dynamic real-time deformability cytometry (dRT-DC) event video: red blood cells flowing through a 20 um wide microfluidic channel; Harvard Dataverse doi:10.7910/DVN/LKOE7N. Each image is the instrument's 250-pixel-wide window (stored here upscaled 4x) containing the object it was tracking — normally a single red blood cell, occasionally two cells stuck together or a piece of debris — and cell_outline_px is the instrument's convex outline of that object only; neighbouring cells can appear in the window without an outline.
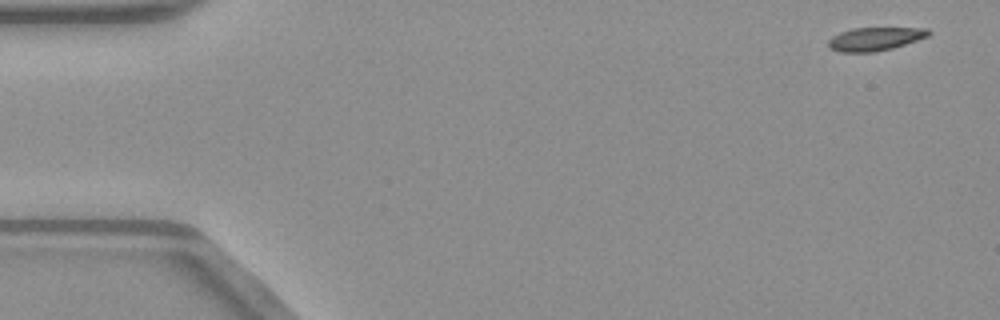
{"species": "common noctule bat (a hibernating species)", "species_latin": "Nyctalus noctula", "temperature_condition": "warm", "stored_images_in_passage": 50, "camera_frame_rate_fps": 3000, "um_per_image_px": 0.085, "animal": {"sex": "male", "body_mass_g": 23.1, "forearm_length_mm": 52.7}, "frame": {"image": 1, "passage_image": 1, "time_ms": 0.0, "image_size_px": [1000, 320], "cell_outline_px": [[932, 32], [928, 36], [892, 48], [872, 52], [840, 52], [828, 48], [828, 40], [832, 36], [840, 32], [852, 28], [928, 28]], "centroid_in_image_um": [74.34, 3.3], "position_along_channel_um": 10.7, "area_um2": 13.58}}
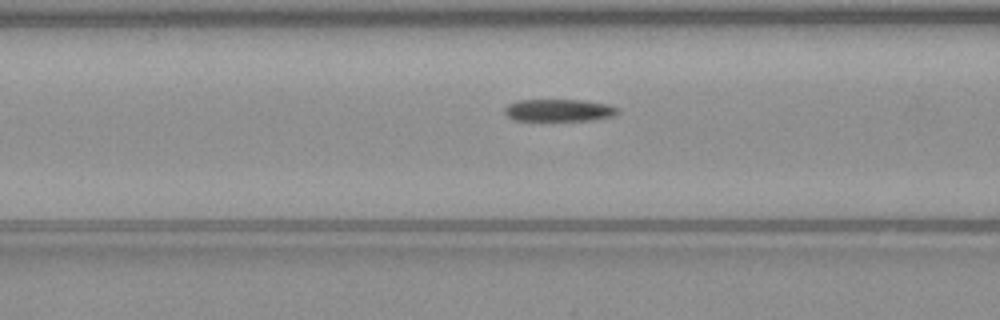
{"frame": {"image": 2, "passage_image": 19, "time_ms": 6.0, "image_size_px": [1000, 320], "cell_outline_px": [[620, 112], [612, 116], [592, 120], [516, 120], [508, 116], [504, 112], [504, 108], [508, 104], [516, 100], [580, 100], [608, 104], [620, 108]], "centroid_in_image_um": [47.52, 9.36], "position_along_channel_um": 119.1, "area_um2": 14.62}}
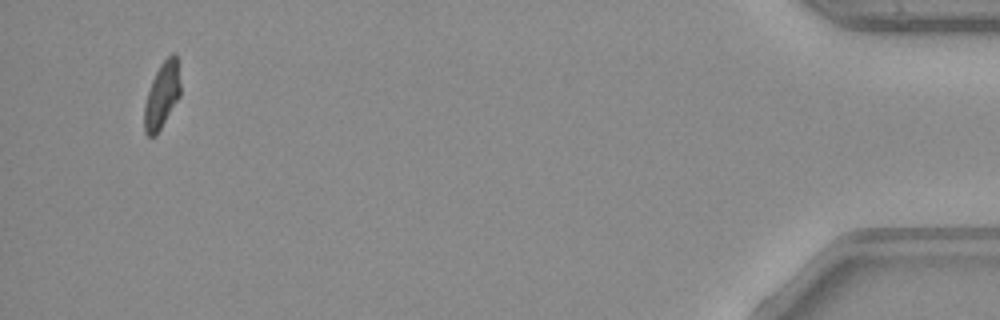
{"frame": {"image": 3, "passage_image": 48, "time_ms": 15.667, "image_size_px": [1000, 320], "cell_outline_px": [[180, 96], [156, 136], [148, 136], [144, 132], [144, 104], [152, 80], [160, 64], [172, 52], [176, 52], [180, 84]], "centroid_in_image_um": [13.76, 8.1], "position_along_channel_um": 421.4, "area_um2": 13.87}, "authors_computed_cell_mechanics": {"area_um2": 14.9124, "velocity_mm_per_s": 4.0183, "shape_relaxation_time_tau1_ms": 4.1273, "shape_relaxation_time_tau2_ms": 2.2857, "deformation_change_tau1": 0.1698, "deformation_change_tau2": 0.0936}}